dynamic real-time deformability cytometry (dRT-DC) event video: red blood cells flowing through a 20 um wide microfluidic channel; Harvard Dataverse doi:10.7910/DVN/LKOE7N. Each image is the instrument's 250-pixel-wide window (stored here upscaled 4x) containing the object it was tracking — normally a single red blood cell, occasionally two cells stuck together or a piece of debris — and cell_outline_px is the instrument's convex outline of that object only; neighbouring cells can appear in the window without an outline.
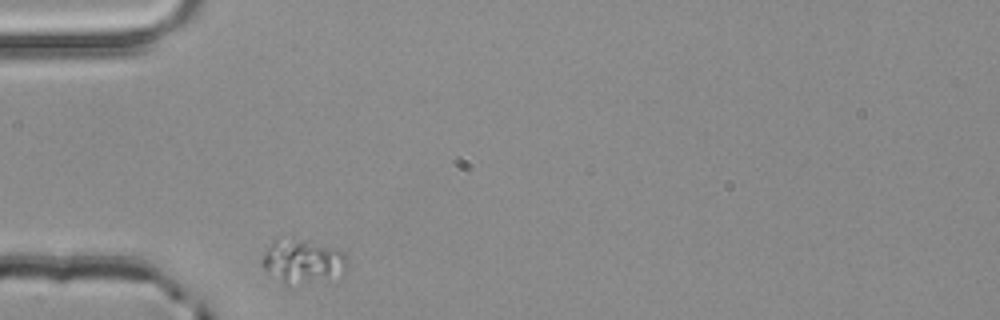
{"species": "common noctule bat (a hibernating species)", "species_latin": "Nyctalus noctula", "temperature_condition": "room temperature", "stored_images_in_passage": 1, "camera_frame_rate_fps": 3000, "um_per_image_px": 0.085, "animal": {"sex": "male", "body_mass_g": 20.4}, "frame": {"image": 1, "passage_image": 1, "time_ms": 0.0, "image_size_px": [1000, 320], "cell_outline_px": [[348, 268], [300, 284], [284, 284], [264, 268], [260, 264], [260, 260], [272, 240], [280, 236], [308, 240], [340, 248], [344, 252], [348, 260]], "centroid_in_image_um": [25.66, 22.1], "position_along_channel_um": 59.3, "area_um2": 21.5}}